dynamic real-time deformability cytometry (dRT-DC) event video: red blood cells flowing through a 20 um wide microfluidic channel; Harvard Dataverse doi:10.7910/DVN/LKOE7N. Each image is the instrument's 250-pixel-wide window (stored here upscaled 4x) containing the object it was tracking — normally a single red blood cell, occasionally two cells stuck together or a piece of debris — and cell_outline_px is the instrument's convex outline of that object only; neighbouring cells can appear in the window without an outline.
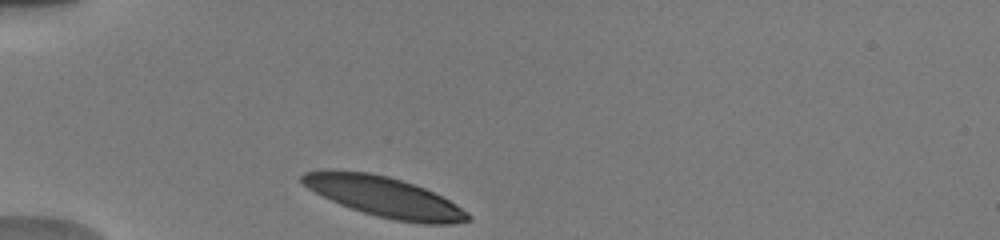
{"species": "human", "species_latin": "Homo sapiens", "temperature_condition": "warm", "stored_images_in_passage": 11, "camera_frame_rate_fps": 3000, "um_per_image_px": 0.085, "donor": {"sex": "male"}, "frame": {"image": 1, "passage_image": 1, "time_ms": 0.0, "image_size_px": [1000, 240], "cell_outline_px": [[472, 220], [452, 224], [424, 224], [396, 220], [376, 216], [340, 204], [308, 188], [300, 180], [300, 176], [304, 172], [368, 172], [388, 176], [424, 188], [456, 204], [468, 212], [472, 216]], "centroid_in_image_um": [32.76, 16.77], "position_along_channel_um": 52.2, "area_um2": 37.8}}
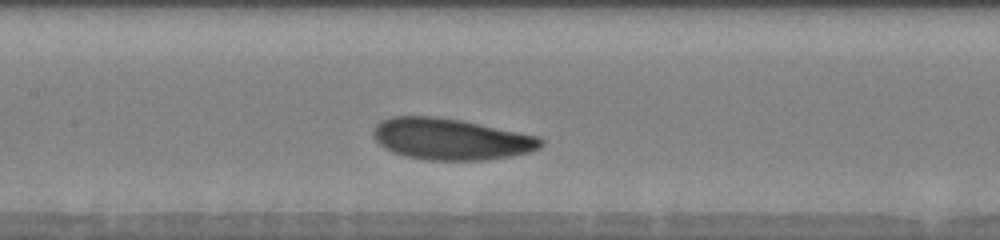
{"frame": {"image": 2, "passage_image": 8, "time_ms": 3.667, "image_size_px": [1000, 240], "cell_outline_px": [[544, 144], [540, 148], [528, 152], [508, 156], [484, 160], [428, 160], [404, 156], [392, 152], [384, 148], [372, 136], [372, 132], [376, 124], [392, 116], [432, 116], [460, 120], [540, 136], [544, 140]], "centroid_in_image_um": [38.31, 11.82], "position_along_channel_um": 169.1, "area_um2": 40.4}}
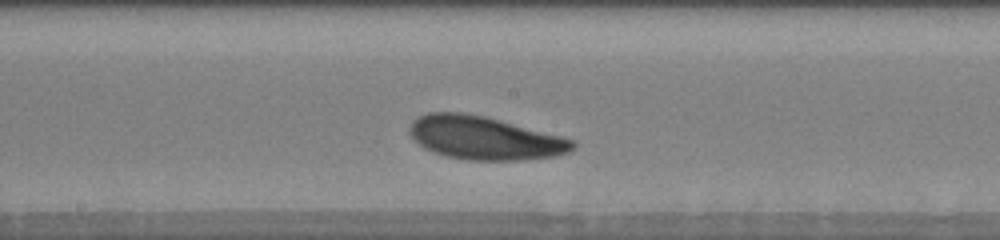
{"frame": {"image": 3, "passage_image": 10, "time_ms": 4.667, "image_size_px": [1000, 240], "cell_outline_px": [[576, 148], [568, 152], [556, 156], [520, 160], [468, 160], [448, 156], [432, 152], [424, 148], [408, 132], [412, 120], [428, 112], [464, 112], [484, 116], [560, 136], [572, 140], [576, 144]], "centroid_in_image_um": [41.17, 11.73], "position_along_channel_um": 207.0, "area_um2": 40.81}}